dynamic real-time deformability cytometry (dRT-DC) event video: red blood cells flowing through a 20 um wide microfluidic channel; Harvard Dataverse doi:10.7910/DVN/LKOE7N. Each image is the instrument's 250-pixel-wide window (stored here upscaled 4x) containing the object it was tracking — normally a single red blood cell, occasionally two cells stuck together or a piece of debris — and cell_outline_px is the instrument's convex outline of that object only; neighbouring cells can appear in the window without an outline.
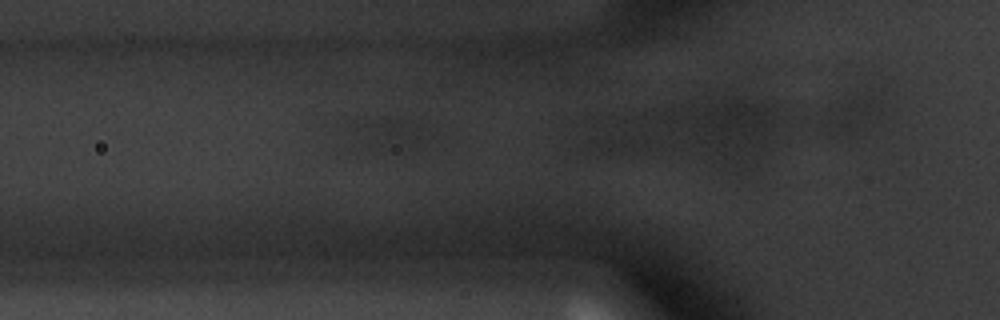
{"species": "common noctule bat (a hibernating species)", "species_latin": "Nyctalus noctula", "temperature_condition": "warm", "stored_images_in_passage": 39, "camera_frame_rate_fps": 3000, "um_per_image_px": 0.085, "animal": {"sex": "male", "body_mass_g": 20.1, "forearm_length_mm": 53.5}, "frame": {"image": 1, "passage_image": 16, "time_ms": 5.0, "image_size_px": [1000, 320], "cell_outline_px": [[420, 132], [412, 148], [404, 152], [372, 148], [340, 128], [344, 120], [356, 116], [400, 116], [412, 120], [420, 124]], "centroid_in_image_um": [32.61, 11.2], "position_along_channel_um": 93.2, "area_um2": 15.37}}
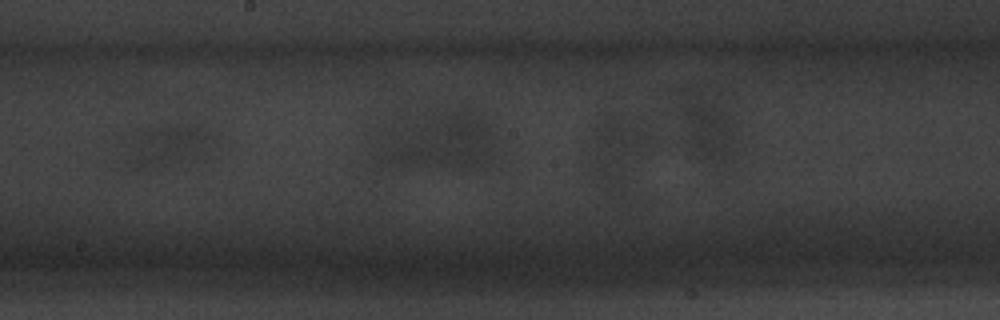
{"frame": {"image": 2, "passage_image": 27, "time_ms": 8.667, "image_size_px": [1000, 320], "cell_outline_px": [[220, 148], [196, 160], [144, 168], [136, 168], [128, 160], [136, 132], [140, 128], [176, 124], [180, 124], [204, 128], [216, 132], [220, 136]], "centroid_in_image_um": [14.59, 12.33], "position_along_channel_um": 233.6, "area_um2": 21.96}}
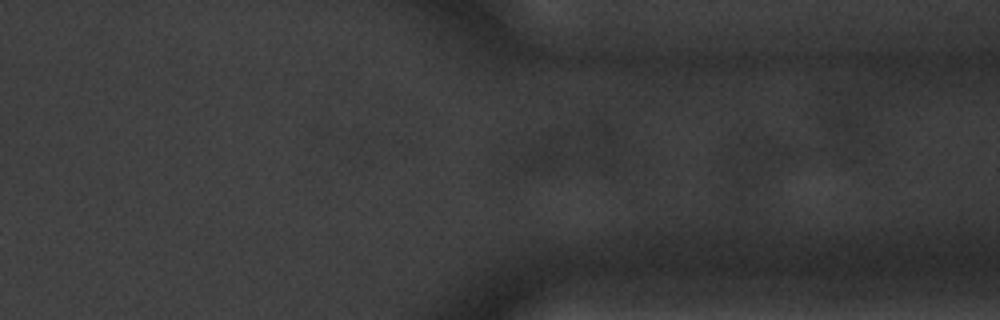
{"frame": {"image": 3, "passage_image": 39, "time_ms": 12.667, "image_size_px": [1000, 320], "cell_outline_px": [[796, 152], [752, 184], [736, 188], [732, 184], [732, 148], [736, 136], [756, 136], [772, 140]], "centroid_in_image_um": [64.22, 13.49], "position_along_channel_um": 347.2, "area_um2": 15.26}}